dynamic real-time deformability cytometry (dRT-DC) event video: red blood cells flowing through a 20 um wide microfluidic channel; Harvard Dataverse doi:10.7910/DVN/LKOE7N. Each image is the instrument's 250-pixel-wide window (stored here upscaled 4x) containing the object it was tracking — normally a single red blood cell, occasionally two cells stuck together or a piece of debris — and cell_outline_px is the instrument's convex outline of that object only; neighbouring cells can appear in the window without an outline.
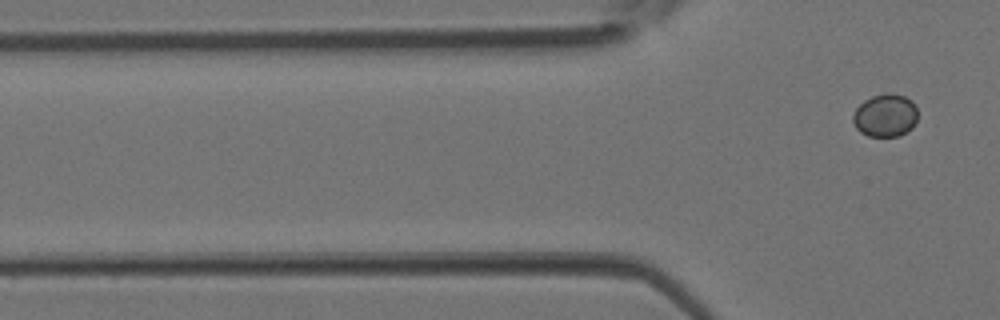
{"species": "Egyptian fruit bat (a non-hibernating species)", "species_latin": "Rousettus aegyptiacus", "temperature_condition": "room temperature", "stored_images_in_passage": 5, "camera_frame_rate_fps": 3000, "um_per_image_px": 0.085, "animal": {"sex": "female"}, "frame": {"image": 1, "passage_image": 5, "time_ms": 1.333, "image_size_px": [1000, 320], "cell_outline_px": [[916, 120], [912, 128], [900, 136], [868, 136], [860, 132], [856, 128], [852, 120], [852, 116], [856, 108], [864, 100], [872, 96], [888, 92], [904, 96], [912, 100], [916, 108]], "centroid_in_image_um": [75.23, 9.81], "position_along_channel_um": 50.6, "area_um2": 16.24}}